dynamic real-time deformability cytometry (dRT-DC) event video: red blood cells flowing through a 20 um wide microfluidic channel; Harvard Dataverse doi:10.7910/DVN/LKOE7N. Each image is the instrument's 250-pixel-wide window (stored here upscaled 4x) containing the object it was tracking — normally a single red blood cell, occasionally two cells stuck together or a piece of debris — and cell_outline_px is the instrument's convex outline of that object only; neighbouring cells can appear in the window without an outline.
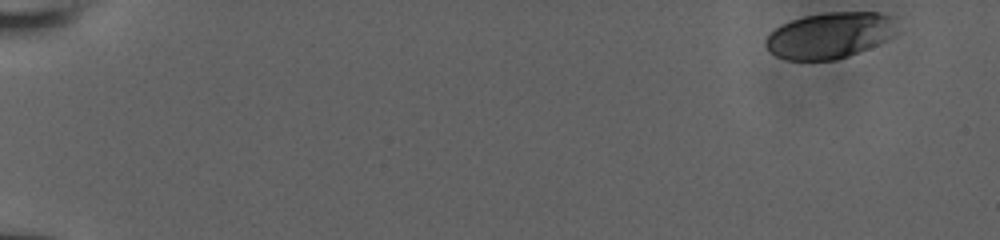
{"species": "human", "species_latin": "Homo sapiens", "temperature_condition": "room temperature", "stored_images_in_passage": 53, "camera_frame_rate_fps": 3000, "um_per_image_px": 0.085, "donor": {"sex": "male"}, "frame": {"image": 1, "passage_image": 1, "time_ms": 0.0, "image_size_px": [1000, 240], "cell_outline_px": [[892, 36], [876, 44], [848, 56], [836, 60], [788, 60], [776, 56], [768, 52], [764, 44], [764, 40], [776, 28], [792, 20], [804, 16], [828, 12], [880, 12], [892, 16]], "centroid_in_image_um": [70.45, 3.01], "position_along_channel_um": 14.6, "area_um2": 34.68}}
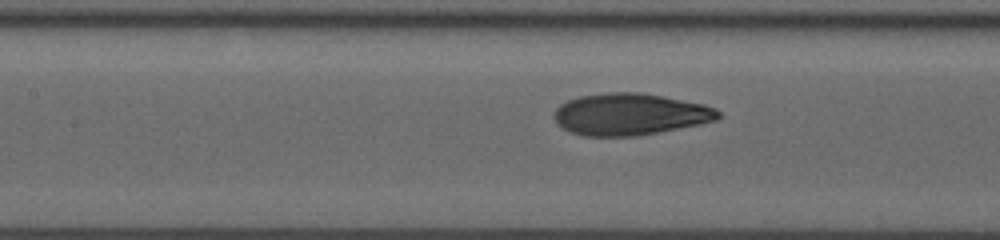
{"frame": {"image": 2, "passage_image": 30, "time_ms": 8.333, "image_size_px": [1000, 240], "cell_outline_px": [[724, 116], [716, 120], [700, 124], [636, 136], [584, 136], [568, 132], [556, 124], [552, 116], [556, 108], [560, 104], [568, 100], [580, 96], [604, 92], [640, 92], [664, 96], [704, 104], [716, 108]], "centroid_in_image_um": [53.53, 9.71], "position_along_channel_um": 153.9, "area_um2": 40.4}}
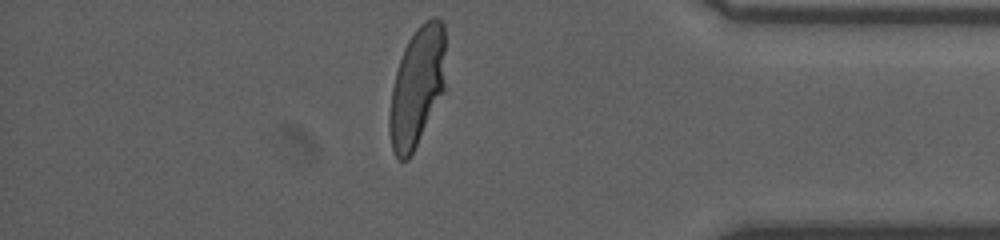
{"frame": {"image": 3, "passage_image": 52, "time_ms": 15.333, "image_size_px": [1000, 240], "cell_outline_px": [[444, 92], [412, 156], [408, 160], [400, 160], [396, 156], [392, 148], [388, 132], [388, 116], [392, 88], [396, 72], [404, 48], [408, 40], [416, 28], [424, 20], [432, 16], [436, 16], [444, 24]], "centroid_in_image_um": [35.43, 7.41], "position_along_channel_um": 399.8, "area_um2": 39.48}, "authors_computed_cell_mechanics": {"area_um2": 38.726, "velocity_mm_per_s": 3.845, "shape_relaxation_time_tau1_ms": 8.6598, "shape_relaxation_time_tau2_ms": null, "deformation_change_tau1": 0.2971, "deformation_change_tau2": null}}